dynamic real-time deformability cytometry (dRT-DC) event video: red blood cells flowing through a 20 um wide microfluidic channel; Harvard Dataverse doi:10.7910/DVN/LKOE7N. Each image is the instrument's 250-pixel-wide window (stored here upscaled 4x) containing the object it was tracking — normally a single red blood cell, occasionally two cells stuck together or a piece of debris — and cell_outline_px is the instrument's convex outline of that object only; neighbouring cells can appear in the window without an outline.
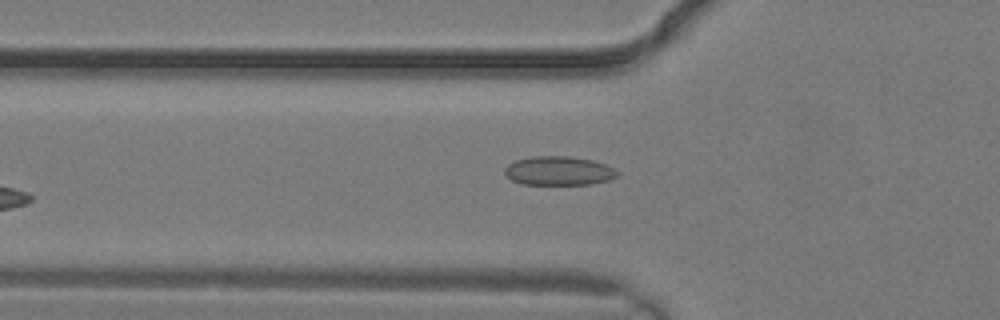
{"species": "common noctule bat (a hibernating species)", "species_latin": "Nyctalus noctula", "temperature_condition": "warm", "stored_images_in_passage": 3, "camera_frame_rate_fps": 3000, "um_per_image_px": 0.085, "animal": {"sex": "male", "body_mass_g": 19.2, "forearm_length_mm": 51.8}, "frame": {"image": 1, "passage_image": 2, "time_ms": 0.333, "image_size_px": [1000, 320], "cell_outline_px": [[620, 172], [616, 176], [608, 180], [592, 184], [524, 184], [512, 180], [504, 172], [504, 168], [508, 164], [516, 160], [532, 156], [568, 156], [592, 160], [604, 164]], "centroid_in_image_um": [47.48, 14.51], "position_along_channel_um": 78.3, "area_um2": 18.84}}